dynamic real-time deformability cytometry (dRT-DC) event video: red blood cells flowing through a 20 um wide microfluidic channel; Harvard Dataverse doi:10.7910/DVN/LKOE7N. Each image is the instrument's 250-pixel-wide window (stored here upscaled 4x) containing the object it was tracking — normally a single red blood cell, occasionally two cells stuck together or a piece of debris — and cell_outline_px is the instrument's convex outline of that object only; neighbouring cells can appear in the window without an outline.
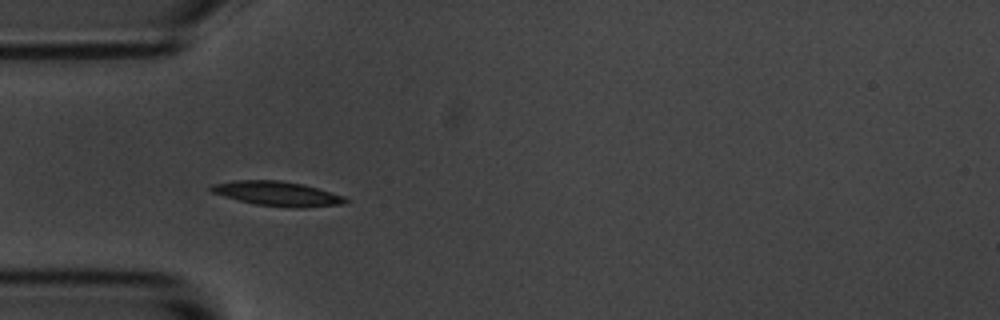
{"species": "common noctule bat (a hibernating species)", "species_latin": "Nyctalus noctula", "temperature_condition": "room temperature", "stored_images_in_passage": 13, "camera_frame_rate_fps": 3000, "um_per_image_px": 0.085, "animal": {"sex": "male", "body_mass_g": 20.1, "forearm_length_mm": 53.5}, "frame": {"image": 1, "passage_image": 3, "time_ms": 3.0, "image_size_px": [1000, 320], "cell_outline_px": [[348, 200], [344, 204], [304, 208], [292, 208], [256, 204], [224, 196], [212, 192], [208, 188], [212, 184], [236, 180], [280, 180], [300, 184], [316, 188], [344, 196]], "centroid_in_image_um": [23.57, 16.46], "position_along_channel_um": 61.4, "area_um2": 19.02}}
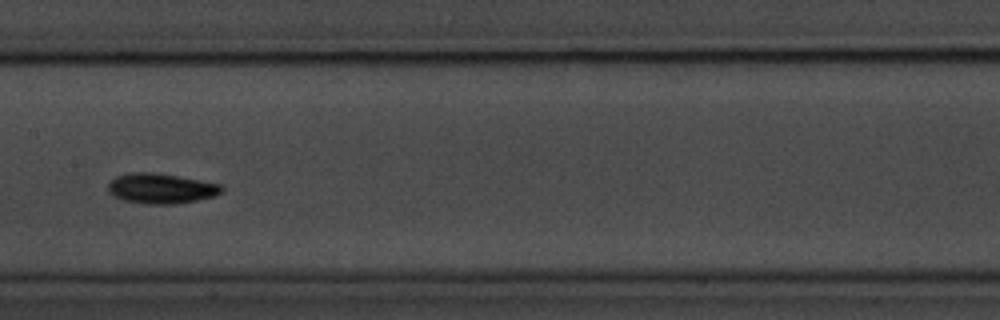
{"frame": {"image": 2, "passage_image": 6, "time_ms": 6.667, "image_size_px": [1000, 320], "cell_outline_px": [[224, 188], [216, 196], [176, 204], [144, 204], [124, 200], [108, 192], [108, 184], [116, 176], [132, 172], [156, 172], [200, 180], [220, 184]], "centroid_in_image_um": [13.69, 16.01], "position_along_channel_um": 193.7, "area_um2": 19.94}}
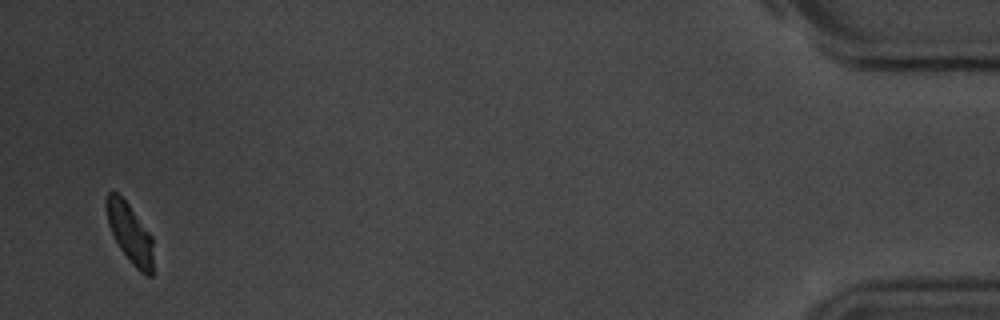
{"frame": {"image": 3, "passage_image": 13, "time_ms": 15.333, "image_size_px": [1000, 320], "cell_outline_px": [[152, 276], [148, 276], [140, 272], [132, 264], [120, 248], [108, 224], [104, 204], [104, 200], [108, 192], [116, 192], [128, 204], [152, 236]], "centroid_in_image_um": [11.01, 19.8], "position_along_channel_um": 424.2, "area_um2": 16.07}, "authors_computed_cell_mechanics": {"area_um2": 17.8602, "velocity_mm_per_s": 3.6477, "shape_relaxation_time_tau1_ms": 1.3515, "shape_relaxation_time_tau2_ms": 6.9652, "deformation_change_tau1": 0.0708, "deformation_change_tau2": 0.1044}}